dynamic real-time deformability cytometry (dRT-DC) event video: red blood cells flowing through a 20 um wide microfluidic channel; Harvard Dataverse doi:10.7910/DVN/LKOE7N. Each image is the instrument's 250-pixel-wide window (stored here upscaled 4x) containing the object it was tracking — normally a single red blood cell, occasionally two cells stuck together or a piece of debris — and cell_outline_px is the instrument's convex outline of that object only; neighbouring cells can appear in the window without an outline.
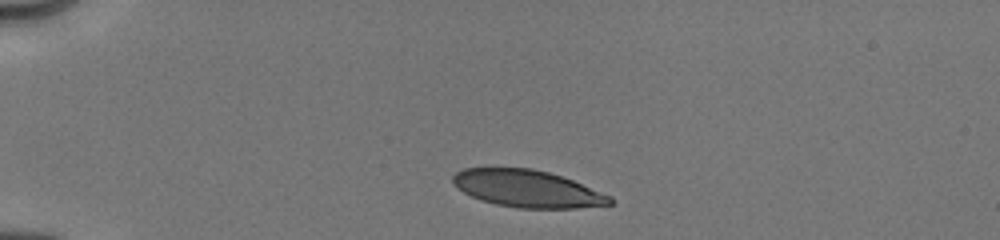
{"species": "human", "species_latin": "Homo sapiens", "temperature_condition": "cold", "stored_images_in_passage": 11, "camera_frame_rate_fps": 3000, "um_per_image_px": 0.085, "donor": {"sex": "male"}, "frame": {"image": 1, "passage_image": 1, "time_ms": 0.0, "image_size_px": [1000, 240], "cell_outline_px": [[616, 204], [576, 208], [520, 208], [496, 204], [472, 196], [464, 192], [452, 184], [452, 176], [456, 172], [464, 168], [532, 168], [548, 172], [572, 180], [612, 196], [616, 200]], "centroid_in_image_um": [44.87, 16.04], "position_along_channel_um": 40.1, "area_um2": 33.99}}
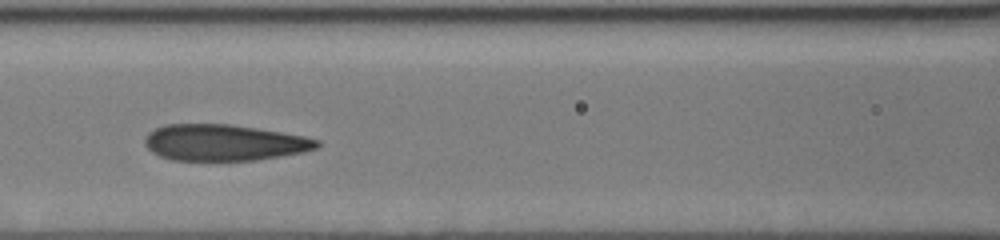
{"frame": {"image": 2, "passage_image": 5, "time_ms": 4.0, "image_size_px": [1000, 240], "cell_outline_px": [[320, 144], [316, 148], [304, 152], [256, 160], [172, 160], [160, 156], [152, 152], [144, 144], [144, 140], [156, 128], [164, 124], [228, 124], [256, 128], [304, 136], [320, 140]], "centroid_in_image_um": [19.05, 12.12], "position_along_channel_um": 147.5, "area_um2": 36.13}}
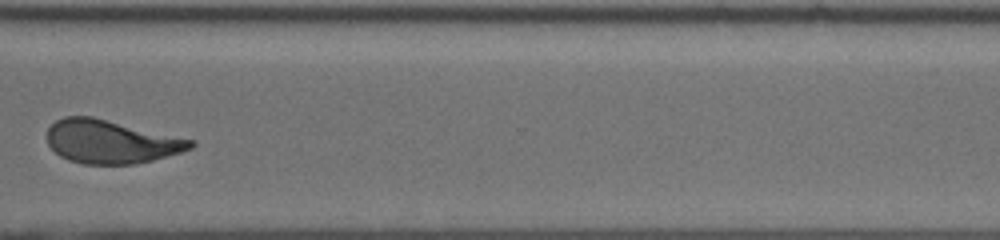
{"frame": {"image": 3, "passage_image": 10, "time_ms": 9.333, "image_size_px": [1000, 240], "cell_outline_px": [[196, 144], [192, 148], [180, 152], [152, 160], [132, 164], [84, 164], [68, 160], [60, 156], [48, 144], [48, 128], [56, 120], [64, 116], [92, 116], [196, 140]], "centroid_in_image_um": [9.44, 12.03], "position_along_channel_um": 361.2, "area_um2": 36.3}, "authors_computed_cell_mechanics": {"area_um2": 36.703, "velocity_mm_per_s": 4.014, "shape_relaxation_time_tau1_ms": 5.2546, "shape_relaxation_time_tau2_ms": 1.2619, "deformation_change_tau1": 0.1634, "deformation_change_tau2": 0.0612}}